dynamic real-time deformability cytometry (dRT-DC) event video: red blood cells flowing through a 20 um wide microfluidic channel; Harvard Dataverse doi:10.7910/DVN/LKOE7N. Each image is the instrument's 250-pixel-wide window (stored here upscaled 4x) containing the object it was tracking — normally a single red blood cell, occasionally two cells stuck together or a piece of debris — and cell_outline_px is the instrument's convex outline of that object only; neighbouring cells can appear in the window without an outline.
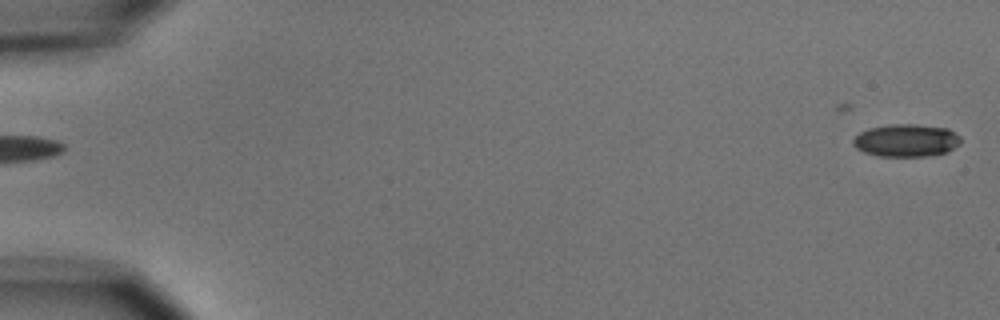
{"species": "common noctule bat (a hibernating species)", "species_latin": "Nyctalus noctula", "temperature_condition": "cold", "stored_images_in_passage": 6, "segment_of_instrument_passage": [2, 2], "camera_frame_rate_fps": 3000, "um_per_image_px": 0.085, "animal": {"sex": "male", "body_mass_g": 15.6}, "frame": {"image": 1, "passage_image": 6, "time_ms": 6.0, "image_size_px": [1000, 320], "cell_outline_px": [[960, 144], [948, 152], [928, 156], [880, 156], [864, 152], [856, 148], [852, 144], [852, 140], [860, 132], [868, 128], [888, 124], [916, 124], [948, 128], [960, 136]], "centroid_in_image_um": [77.03, 11.93], "position_along_channel_um": 8.0, "area_um2": 20.63}}